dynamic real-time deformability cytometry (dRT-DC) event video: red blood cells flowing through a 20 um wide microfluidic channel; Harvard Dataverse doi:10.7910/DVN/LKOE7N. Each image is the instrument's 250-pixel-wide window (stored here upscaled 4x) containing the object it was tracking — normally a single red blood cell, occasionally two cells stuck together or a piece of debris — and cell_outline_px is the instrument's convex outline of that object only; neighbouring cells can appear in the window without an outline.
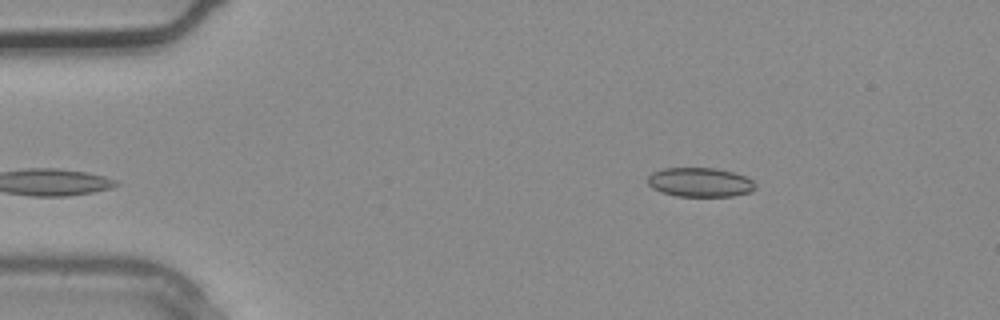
{"species": "common noctule bat (a hibernating species)", "species_latin": "Nyctalus noctula", "temperature_condition": "warm", "stored_images_in_passage": 2, "camera_frame_rate_fps": 3000, "um_per_image_px": 0.085, "animal": {"sex": "male", "body_mass_g": 20.4}, "frame": {"image": 1, "passage_image": 1, "time_ms": 0.0, "image_size_px": [1000, 320], "cell_outline_px": [[756, 188], [752, 192], [732, 196], [676, 196], [660, 192], [652, 188], [648, 184], [648, 176], [652, 172], [664, 168], [716, 168], [736, 172], [752, 180], [756, 184]], "centroid_in_image_um": [59.51, 15.49], "position_along_channel_um": 25.5, "area_um2": 18.55}}